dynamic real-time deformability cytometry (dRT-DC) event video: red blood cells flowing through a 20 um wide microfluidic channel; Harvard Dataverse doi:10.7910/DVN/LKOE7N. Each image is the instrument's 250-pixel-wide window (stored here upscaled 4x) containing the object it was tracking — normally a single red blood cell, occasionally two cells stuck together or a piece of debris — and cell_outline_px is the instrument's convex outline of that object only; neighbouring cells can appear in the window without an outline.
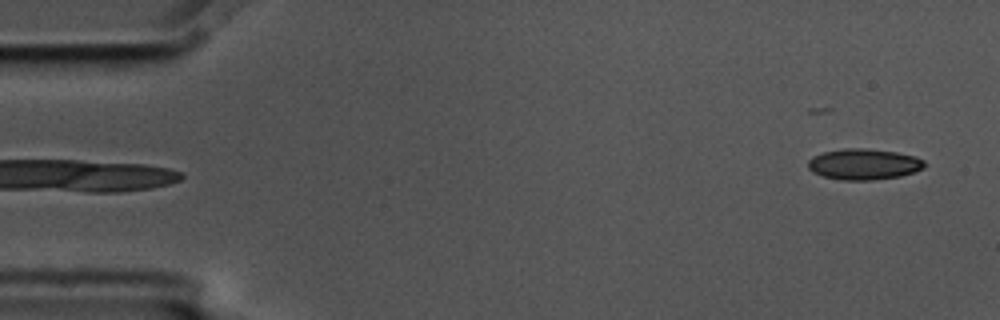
{"species": "common noctule bat (a hibernating species)", "species_latin": "Nyctalus noctula", "temperature_condition": "cold", "stored_images_in_passage": 6, "segment_of_instrument_passage": [2, 2], "camera_frame_rate_fps": 3000, "um_per_image_px": 0.085, "animal": {"sex": "male", "body_mass_g": 17.5, "forearm_length_mm": 52.3}, "frame": {"image": 1, "passage_image": 6, "time_ms": 1.667, "image_size_px": [1000, 320], "cell_outline_px": [[924, 168], [900, 176], [872, 180], [840, 180], [824, 176], [812, 172], [808, 168], [808, 160], [812, 156], [824, 152], [844, 148], [864, 148], [896, 152], [916, 156], [924, 160]], "centroid_in_image_um": [73.4, 13.95], "position_along_channel_um": 11.6, "area_um2": 20.98}}